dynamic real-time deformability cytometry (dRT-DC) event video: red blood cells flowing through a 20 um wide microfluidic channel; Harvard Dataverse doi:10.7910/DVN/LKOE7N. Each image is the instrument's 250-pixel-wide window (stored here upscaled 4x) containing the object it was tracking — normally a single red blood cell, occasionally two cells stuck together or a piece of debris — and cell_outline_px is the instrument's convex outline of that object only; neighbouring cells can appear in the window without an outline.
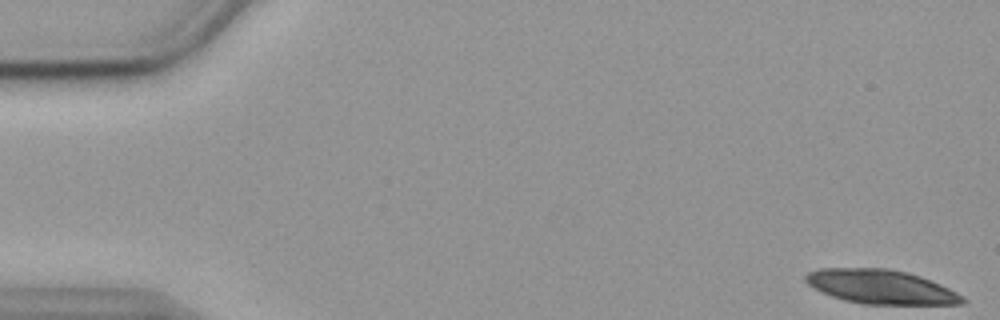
{"species": "common noctule bat (a hibernating species)", "species_latin": "Nyctalus noctula", "temperature_condition": "cold", "stored_images_in_passage": 21, "camera_frame_rate_fps": 3000, "um_per_image_px": 0.085, "animal": {"sex": "female", "body_mass_g": 19.9}, "frame": {"image": 1, "passage_image": 1, "time_ms": 0.0, "image_size_px": [1000, 320], "cell_outline_px": [[968, 300], [964, 304], [864, 304], [844, 300], [820, 292], [812, 288], [804, 280], [804, 276], [808, 272], [820, 268], [888, 268], [908, 272], [920, 276], [940, 284], [964, 296]], "centroid_in_image_um": [74.86, 24.38], "position_along_channel_um": 10.1, "area_um2": 31.39}}